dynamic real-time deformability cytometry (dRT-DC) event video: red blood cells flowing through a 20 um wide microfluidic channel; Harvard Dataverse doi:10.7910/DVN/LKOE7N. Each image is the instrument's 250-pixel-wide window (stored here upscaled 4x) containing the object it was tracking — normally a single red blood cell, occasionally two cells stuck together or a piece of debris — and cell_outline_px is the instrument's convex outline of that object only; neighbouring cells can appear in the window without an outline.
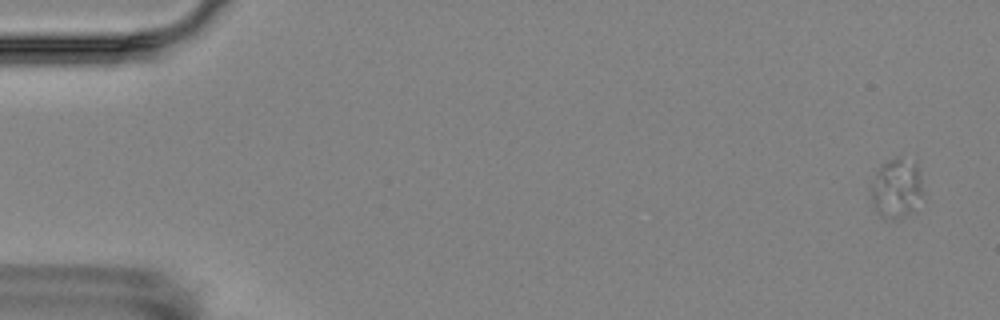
{"species": "Egyptian fruit bat (a non-hibernating species)", "species_latin": "Rousettus aegyptiacus", "temperature_condition": "room temperature", "stored_images_in_passage": 6, "camera_frame_rate_fps": 3000, "um_per_image_px": 0.085, "animal": {"sex": "female"}, "frame": {"image": 1, "passage_image": 1, "time_ms": 0.0, "image_size_px": [1000, 320], "cell_outline_px": [[924, 200], [908, 212], [892, 220], [880, 216], [876, 212], [872, 200], [872, 184], [876, 172], [880, 164], [896, 156], [900, 156], [916, 164], [920, 176], [924, 192]], "centroid_in_image_um": [76.22, 15.98], "position_along_channel_um": 8.8, "area_um2": 18.09}}
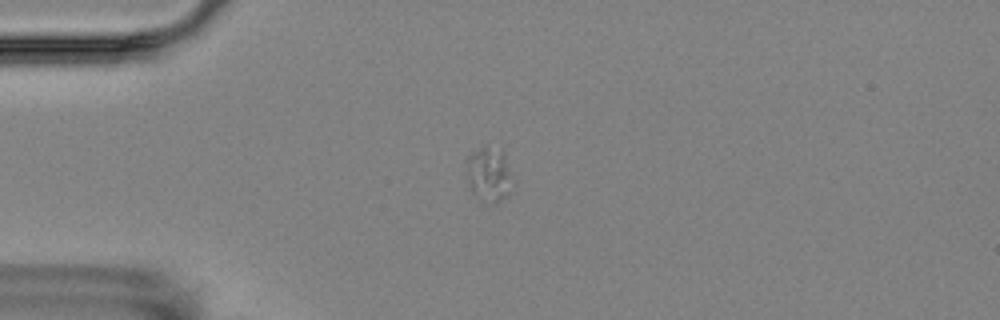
{"frame": {"image": 2, "passage_image": 5, "time_ms": 4.333, "image_size_px": [1000, 320], "cell_outline_px": [[508, 196], [492, 204], [480, 200], [472, 192], [468, 184], [468, 156], [472, 152], [488, 144], [500, 152], [504, 156], [508, 172]], "centroid_in_image_um": [41.49, 14.84], "position_along_channel_um": 43.5, "area_um2": 13.81}}